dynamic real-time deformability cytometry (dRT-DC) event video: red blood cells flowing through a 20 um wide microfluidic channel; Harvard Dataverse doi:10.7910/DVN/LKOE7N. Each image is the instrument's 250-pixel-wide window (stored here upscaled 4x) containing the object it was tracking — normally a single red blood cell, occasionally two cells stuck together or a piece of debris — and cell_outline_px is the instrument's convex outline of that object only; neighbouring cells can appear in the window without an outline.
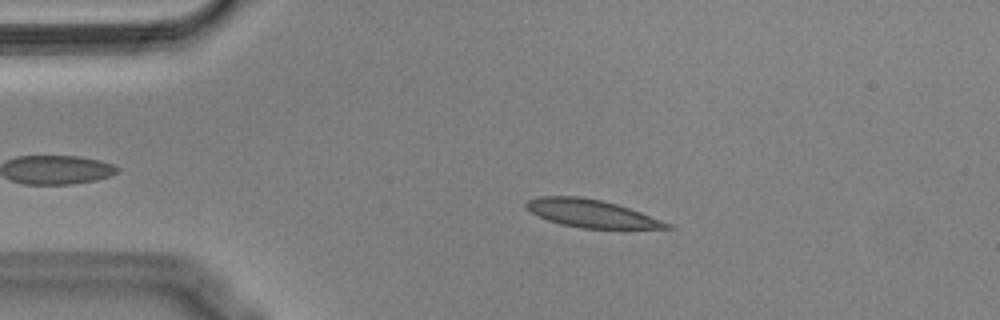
{"species": "Egyptian fruit bat (a non-hibernating species)", "species_latin": "Rousettus aegyptiacus", "temperature_condition": "cold", "stored_images_in_passage": 45, "camera_frame_rate_fps": 3000, "um_per_image_px": 0.085, "animal": {"sex": "male"}, "frame": {"image": 1, "passage_image": 10, "time_ms": 3.0, "image_size_px": [1000, 320], "cell_outline_px": [[676, 228], [580, 228], [560, 224], [548, 220], [524, 208], [524, 204], [528, 200], [540, 196], [580, 196], [604, 200], [640, 212], [672, 224]], "centroid_in_image_um": [50.24, 18.13], "position_along_channel_um": 34.8, "area_um2": 22.66}}
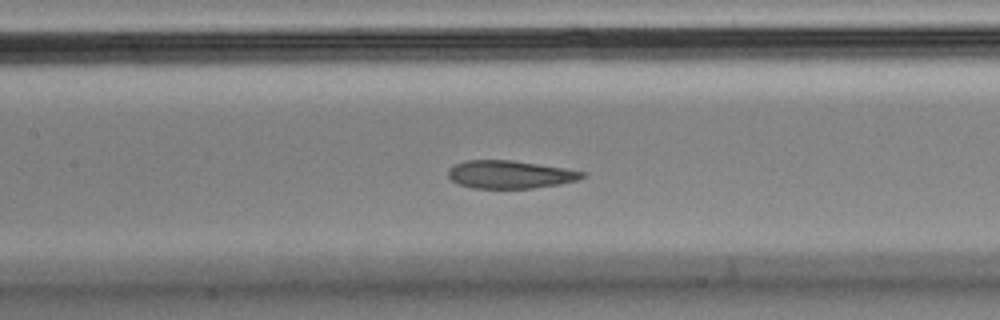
{"frame": {"image": 2, "passage_image": 24, "time_ms": 7.667, "image_size_px": [1000, 320], "cell_outline_px": [[584, 176], [576, 180], [560, 184], [532, 188], [472, 188], [456, 184], [448, 176], [448, 168], [452, 164], [464, 160], [512, 160], [564, 168], [584, 172]], "centroid_in_image_um": [43.26, 14.82], "position_along_channel_um": 164.1, "area_um2": 21.85}}
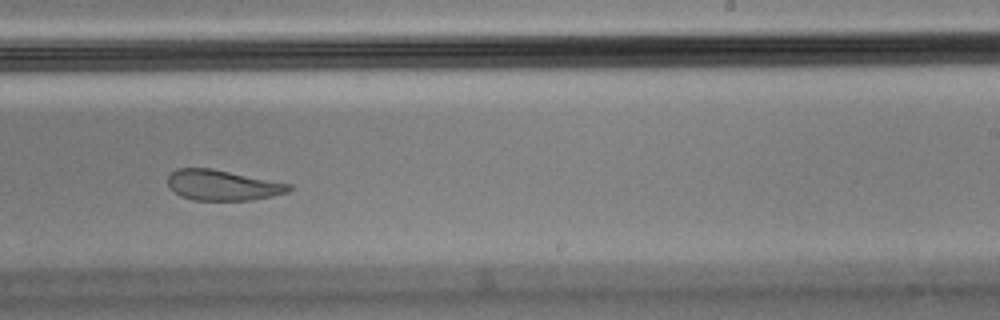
{"frame": {"image": 3, "passage_image": 33, "time_ms": 10.667, "image_size_px": [1000, 320], "cell_outline_px": [[292, 188], [288, 192], [272, 196], [252, 200], [192, 200], [180, 196], [168, 188], [168, 176], [176, 168], [212, 168], [292, 184]], "centroid_in_image_um": [18.9, 15.74], "position_along_channel_um": 270.1, "area_um2": 21.68}, "authors_computed_cell_mechanics": {"area_um2": 22.831, "velocity_mm_per_s": 3.5438, "shape_relaxation_time_tau1_ms": null, "shape_relaxation_time_tau2_ms": 2.1546, "deformation_change_tau1": null, "deformation_change_tau2": 0.0739}}